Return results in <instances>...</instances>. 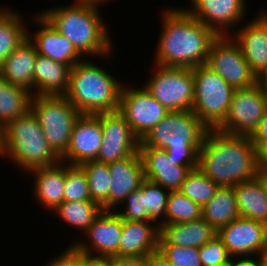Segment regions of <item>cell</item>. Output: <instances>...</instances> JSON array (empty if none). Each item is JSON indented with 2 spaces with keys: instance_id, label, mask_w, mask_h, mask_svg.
<instances>
[{
  "instance_id": "10",
  "label": "cell",
  "mask_w": 267,
  "mask_h": 266,
  "mask_svg": "<svg viewBox=\"0 0 267 266\" xmlns=\"http://www.w3.org/2000/svg\"><path fill=\"white\" fill-rule=\"evenodd\" d=\"M267 113V93L255 84L235 89L224 120L215 128L233 135L250 136Z\"/></svg>"
},
{
  "instance_id": "43",
  "label": "cell",
  "mask_w": 267,
  "mask_h": 266,
  "mask_svg": "<svg viewBox=\"0 0 267 266\" xmlns=\"http://www.w3.org/2000/svg\"><path fill=\"white\" fill-rule=\"evenodd\" d=\"M114 266H147L146 256L114 257Z\"/></svg>"
},
{
  "instance_id": "47",
  "label": "cell",
  "mask_w": 267,
  "mask_h": 266,
  "mask_svg": "<svg viewBox=\"0 0 267 266\" xmlns=\"http://www.w3.org/2000/svg\"><path fill=\"white\" fill-rule=\"evenodd\" d=\"M5 133V125L0 122V160L4 158L5 153Z\"/></svg>"
},
{
  "instance_id": "37",
  "label": "cell",
  "mask_w": 267,
  "mask_h": 266,
  "mask_svg": "<svg viewBox=\"0 0 267 266\" xmlns=\"http://www.w3.org/2000/svg\"><path fill=\"white\" fill-rule=\"evenodd\" d=\"M115 212L125 221L154 222L149 216V210L146 208L144 181L138 189L132 191L125 198Z\"/></svg>"
},
{
  "instance_id": "44",
  "label": "cell",
  "mask_w": 267,
  "mask_h": 266,
  "mask_svg": "<svg viewBox=\"0 0 267 266\" xmlns=\"http://www.w3.org/2000/svg\"><path fill=\"white\" fill-rule=\"evenodd\" d=\"M147 266H169L168 260L159 250L149 253L146 256Z\"/></svg>"
},
{
  "instance_id": "51",
  "label": "cell",
  "mask_w": 267,
  "mask_h": 266,
  "mask_svg": "<svg viewBox=\"0 0 267 266\" xmlns=\"http://www.w3.org/2000/svg\"><path fill=\"white\" fill-rule=\"evenodd\" d=\"M218 266H234V258H232L231 260H229L226 263L220 264Z\"/></svg>"
},
{
  "instance_id": "8",
  "label": "cell",
  "mask_w": 267,
  "mask_h": 266,
  "mask_svg": "<svg viewBox=\"0 0 267 266\" xmlns=\"http://www.w3.org/2000/svg\"><path fill=\"white\" fill-rule=\"evenodd\" d=\"M31 110L50 147L61 158L68 149L74 123L81 113L64 95L32 96Z\"/></svg>"
},
{
  "instance_id": "3",
  "label": "cell",
  "mask_w": 267,
  "mask_h": 266,
  "mask_svg": "<svg viewBox=\"0 0 267 266\" xmlns=\"http://www.w3.org/2000/svg\"><path fill=\"white\" fill-rule=\"evenodd\" d=\"M100 8L71 1V4H57L37 11L65 36L84 58H98L104 62L103 60L109 61L113 58L116 46Z\"/></svg>"
},
{
  "instance_id": "35",
  "label": "cell",
  "mask_w": 267,
  "mask_h": 266,
  "mask_svg": "<svg viewBox=\"0 0 267 266\" xmlns=\"http://www.w3.org/2000/svg\"><path fill=\"white\" fill-rule=\"evenodd\" d=\"M91 200L88 179L80 165L65 163L63 202Z\"/></svg>"
},
{
  "instance_id": "38",
  "label": "cell",
  "mask_w": 267,
  "mask_h": 266,
  "mask_svg": "<svg viewBox=\"0 0 267 266\" xmlns=\"http://www.w3.org/2000/svg\"><path fill=\"white\" fill-rule=\"evenodd\" d=\"M169 266H202L199 250L195 247L158 245Z\"/></svg>"
},
{
  "instance_id": "19",
  "label": "cell",
  "mask_w": 267,
  "mask_h": 266,
  "mask_svg": "<svg viewBox=\"0 0 267 266\" xmlns=\"http://www.w3.org/2000/svg\"><path fill=\"white\" fill-rule=\"evenodd\" d=\"M101 143V113L81 114L74 123L68 149L61 161L71 165L94 161Z\"/></svg>"
},
{
  "instance_id": "31",
  "label": "cell",
  "mask_w": 267,
  "mask_h": 266,
  "mask_svg": "<svg viewBox=\"0 0 267 266\" xmlns=\"http://www.w3.org/2000/svg\"><path fill=\"white\" fill-rule=\"evenodd\" d=\"M32 92L0 76V122L5 126L31 109Z\"/></svg>"
},
{
  "instance_id": "27",
  "label": "cell",
  "mask_w": 267,
  "mask_h": 266,
  "mask_svg": "<svg viewBox=\"0 0 267 266\" xmlns=\"http://www.w3.org/2000/svg\"><path fill=\"white\" fill-rule=\"evenodd\" d=\"M217 235L204 219L184 223L160 225L158 245H177L199 248Z\"/></svg>"
},
{
  "instance_id": "25",
  "label": "cell",
  "mask_w": 267,
  "mask_h": 266,
  "mask_svg": "<svg viewBox=\"0 0 267 266\" xmlns=\"http://www.w3.org/2000/svg\"><path fill=\"white\" fill-rule=\"evenodd\" d=\"M233 188L239 217L267 225V176L258 174L255 178L238 183Z\"/></svg>"
},
{
  "instance_id": "20",
  "label": "cell",
  "mask_w": 267,
  "mask_h": 266,
  "mask_svg": "<svg viewBox=\"0 0 267 266\" xmlns=\"http://www.w3.org/2000/svg\"><path fill=\"white\" fill-rule=\"evenodd\" d=\"M145 179L161 185L169 191L180 190L193 166H179L168 157L165 149L139 147Z\"/></svg>"
},
{
  "instance_id": "48",
  "label": "cell",
  "mask_w": 267,
  "mask_h": 266,
  "mask_svg": "<svg viewBox=\"0 0 267 266\" xmlns=\"http://www.w3.org/2000/svg\"><path fill=\"white\" fill-rule=\"evenodd\" d=\"M257 84L267 93V67L257 76Z\"/></svg>"
},
{
  "instance_id": "12",
  "label": "cell",
  "mask_w": 267,
  "mask_h": 266,
  "mask_svg": "<svg viewBox=\"0 0 267 266\" xmlns=\"http://www.w3.org/2000/svg\"><path fill=\"white\" fill-rule=\"evenodd\" d=\"M206 65L235 89L257 84L241 48L231 35L217 36L211 43Z\"/></svg>"
},
{
  "instance_id": "29",
  "label": "cell",
  "mask_w": 267,
  "mask_h": 266,
  "mask_svg": "<svg viewBox=\"0 0 267 266\" xmlns=\"http://www.w3.org/2000/svg\"><path fill=\"white\" fill-rule=\"evenodd\" d=\"M238 217L233 187H219L214 197L202 206V219L206 220L216 231Z\"/></svg>"
},
{
  "instance_id": "46",
  "label": "cell",
  "mask_w": 267,
  "mask_h": 266,
  "mask_svg": "<svg viewBox=\"0 0 267 266\" xmlns=\"http://www.w3.org/2000/svg\"><path fill=\"white\" fill-rule=\"evenodd\" d=\"M234 266H260L259 257L234 258Z\"/></svg>"
},
{
  "instance_id": "28",
  "label": "cell",
  "mask_w": 267,
  "mask_h": 266,
  "mask_svg": "<svg viewBox=\"0 0 267 266\" xmlns=\"http://www.w3.org/2000/svg\"><path fill=\"white\" fill-rule=\"evenodd\" d=\"M20 12L0 6V65L27 38L28 24Z\"/></svg>"
},
{
  "instance_id": "2",
  "label": "cell",
  "mask_w": 267,
  "mask_h": 266,
  "mask_svg": "<svg viewBox=\"0 0 267 266\" xmlns=\"http://www.w3.org/2000/svg\"><path fill=\"white\" fill-rule=\"evenodd\" d=\"M198 169L219 187H234L259 174L256 147L249 136L208 129L199 151Z\"/></svg>"
},
{
  "instance_id": "5",
  "label": "cell",
  "mask_w": 267,
  "mask_h": 266,
  "mask_svg": "<svg viewBox=\"0 0 267 266\" xmlns=\"http://www.w3.org/2000/svg\"><path fill=\"white\" fill-rule=\"evenodd\" d=\"M208 129L192 110L172 111L141 140L139 147L165 149L176 165L196 169Z\"/></svg>"
},
{
  "instance_id": "42",
  "label": "cell",
  "mask_w": 267,
  "mask_h": 266,
  "mask_svg": "<svg viewBox=\"0 0 267 266\" xmlns=\"http://www.w3.org/2000/svg\"><path fill=\"white\" fill-rule=\"evenodd\" d=\"M256 155L259 174L267 176V143H263L256 148Z\"/></svg>"
},
{
  "instance_id": "22",
  "label": "cell",
  "mask_w": 267,
  "mask_h": 266,
  "mask_svg": "<svg viewBox=\"0 0 267 266\" xmlns=\"http://www.w3.org/2000/svg\"><path fill=\"white\" fill-rule=\"evenodd\" d=\"M33 176L32 196L44 211L51 213L63 202L65 188V162L33 169L27 174ZM50 211V212H49Z\"/></svg>"
},
{
  "instance_id": "14",
  "label": "cell",
  "mask_w": 267,
  "mask_h": 266,
  "mask_svg": "<svg viewBox=\"0 0 267 266\" xmlns=\"http://www.w3.org/2000/svg\"><path fill=\"white\" fill-rule=\"evenodd\" d=\"M122 227L123 219L115 211H102L82 234L83 237L73 239L70 245H74L87 257L108 259L119 257Z\"/></svg>"
},
{
  "instance_id": "11",
  "label": "cell",
  "mask_w": 267,
  "mask_h": 266,
  "mask_svg": "<svg viewBox=\"0 0 267 266\" xmlns=\"http://www.w3.org/2000/svg\"><path fill=\"white\" fill-rule=\"evenodd\" d=\"M128 81L121 89L118 112L141 141L169 111L142 84L130 86Z\"/></svg>"
},
{
  "instance_id": "49",
  "label": "cell",
  "mask_w": 267,
  "mask_h": 266,
  "mask_svg": "<svg viewBox=\"0 0 267 266\" xmlns=\"http://www.w3.org/2000/svg\"><path fill=\"white\" fill-rule=\"evenodd\" d=\"M75 2H79V3H84V4H91V5H95V6H101V5H105L107 4V2L109 3L110 1H114V0H72Z\"/></svg>"
},
{
  "instance_id": "16",
  "label": "cell",
  "mask_w": 267,
  "mask_h": 266,
  "mask_svg": "<svg viewBox=\"0 0 267 266\" xmlns=\"http://www.w3.org/2000/svg\"><path fill=\"white\" fill-rule=\"evenodd\" d=\"M222 239L232 258L259 257L267 252V225L252 219L238 217L220 228Z\"/></svg>"
},
{
  "instance_id": "45",
  "label": "cell",
  "mask_w": 267,
  "mask_h": 266,
  "mask_svg": "<svg viewBox=\"0 0 267 266\" xmlns=\"http://www.w3.org/2000/svg\"><path fill=\"white\" fill-rule=\"evenodd\" d=\"M85 266H114V258H94L88 257Z\"/></svg>"
},
{
  "instance_id": "26",
  "label": "cell",
  "mask_w": 267,
  "mask_h": 266,
  "mask_svg": "<svg viewBox=\"0 0 267 266\" xmlns=\"http://www.w3.org/2000/svg\"><path fill=\"white\" fill-rule=\"evenodd\" d=\"M37 52L27 37L0 65V76L13 85L26 88L33 95V75Z\"/></svg>"
},
{
  "instance_id": "15",
  "label": "cell",
  "mask_w": 267,
  "mask_h": 266,
  "mask_svg": "<svg viewBox=\"0 0 267 266\" xmlns=\"http://www.w3.org/2000/svg\"><path fill=\"white\" fill-rule=\"evenodd\" d=\"M102 143L95 161L109 164L139 151L140 139L118 112L101 113Z\"/></svg>"
},
{
  "instance_id": "24",
  "label": "cell",
  "mask_w": 267,
  "mask_h": 266,
  "mask_svg": "<svg viewBox=\"0 0 267 266\" xmlns=\"http://www.w3.org/2000/svg\"><path fill=\"white\" fill-rule=\"evenodd\" d=\"M71 66L37 54L33 75V96L65 95Z\"/></svg>"
},
{
  "instance_id": "50",
  "label": "cell",
  "mask_w": 267,
  "mask_h": 266,
  "mask_svg": "<svg viewBox=\"0 0 267 266\" xmlns=\"http://www.w3.org/2000/svg\"><path fill=\"white\" fill-rule=\"evenodd\" d=\"M259 264L260 266H267V252L259 256Z\"/></svg>"
},
{
  "instance_id": "13",
  "label": "cell",
  "mask_w": 267,
  "mask_h": 266,
  "mask_svg": "<svg viewBox=\"0 0 267 266\" xmlns=\"http://www.w3.org/2000/svg\"><path fill=\"white\" fill-rule=\"evenodd\" d=\"M183 7L191 16L210 28L217 36L231 35L250 11L248 0H189Z\"/></svg>"
},
{
  "instance_id": "39",
  "label": "cell",
  "mask_w": 267,
  "mask_h": 266,
  "mask_svg": "<svg viewBox=\"0 0 267 266\" xmlns=\"http://www.w3.org/2000/svg\"><path fill=\"white\" fill-rule=\"evenodd\" d=\"M202 266H218L232 259L222 239L215 235L198 248Z\"/></svg>"
},
{
  "instance_id": "18",
  "label": "cell",
  "mask_w": 267,
  "mask_h": 266,
  "mask_svg": "<svg viewBox=\"0 0 267 266\" xmlns=\"http://www.w3.org/2000/svg\"><path fill=\"white\" fill-rule=\"evenodd\" d=\"M267 8V7H266ZM241 48L251 71L259 76L267 67V10L262 8L249 22L240 24L231 34Z\"/></svg>"
},
{
  "instance_id": "1",
  "label": "cell",
  "mask_w": 267,
  "mask_h": 266,
  "mask_svg": "<svg viewBox=\"0 0 267 266\" xmlns=\"http://www.w3.org/2000/svg\"><path fill=\"white\" fill-rule=\"evenodd\" d=\"M166 7L159 14L161 29L152 52L155 55L152 64L190 69L206 64L210 45L217 35L183 7Z\"/></svg>"
},
{
  "instance_id": "36",
  "label": "cell",
  "mask_w": 267,
  "mask_h": 266,
  "mask_svg": "<svg viewBox=\"0 0 267 266\" xmlns=\"http://www.w3.org/2000/svg\"><path fill=\"white\" fill-rule=\"evenodd\" d=\"M170 191L159 184L144 180V196L150 218L159 226L165 224V213Z\"/></svg>"
},
{
  "instance_id": "34",
  "label": "cell",
  "mask_w": 267,
  "mask_h": 266,
  "mask_svg": "<svg viewBox=\"0 0 267 266\" xmlns=\"http://www.w3.org/2000/svg\"><path fill=\"white\" fill-rule=\"evenodd\" d=\"M218 188L219 186L215 182L196 168L187 174L179 191L195 203L203 206L214 197Z\"/></svg>"
},
{
  "instance_id": "40",
  "label": "cell",
  "mask_w": 267,
  "mask_h": 266,
  "mask_svg": "<svg viewBox=\"0 0 267 266\" xmlns=\"http://www.w3.org/2000/svg\"><path fill=\"white\" fill-rule=\"evenodd\" d=\"M45 266H85L88 257L74 245L66 246L61 254L53 255Z\"/></svg>"
},
{
  "instance_id": "4",
  "label": "cell",
  "mask_w": 267,
  "mask_h": 266,
  "mask_svg": "<svg viewBox=\"0 0 267 266\" xmlns=\"http://www.w3.org/2000/svg\"><path fill=\"white\" fill-rule=\"evenodd\" d=\"M96 61L97 58H84L70 71L64 96L81 114L118 111L124 81Z\"/></svg>"
},
{
  "instance_id": "41",
  "label": "cell",
  "mask_w": 267,
  "mask_h": 266,
  "mask_svg": "<svg viewBox=\"0 0 267 266\" xmlns=\"http://www.w3.org/2000/svg\"><path fill=\"white\" fill-rule=\"evenodd\" d=\"M249 137L256 148L263 143H267V113Z\"/></svg>"
},
{
  "instance_id": "32",
  "label": "cell",
  "mask_w": 267,
  "mask_h": 266,
  "mask_svg": "<svg viewBox=\"0 0 267 266\" xmlns=\"http://www.w3.org/2000/svg\"><path fill=\"white\" fill-rule=\"evenodd\" d=\"M87 176L91 200L98 203L103 211H109L111 176L108 164L86 161L80 165Z\"/></svg>"
},
{
  "instance_id": "7",
  "label": "cell",
  "mask_w": 267,
  "mask_h": 266,
  "mask_svg": "<svg viewBox=\"0 0 267 266\" xmlns=\"http://www.w3.org/2000/svg\"><path fill=\"white\" fill-rule=\"evenodd\" d=\"M192 71L195 90L192 112L209 129H215L227 114L235 88L206 64Z\"/></svg>"
},
{
  "instance_id": "6",
  "label": "cell",
  "mask_w": 267,
  "mask_h": 266,
  "mask_svg": "<svg viewBox=\"0 0 267 266\" xmlns=\"http://www.w3.org/2000/svg\"><path fill=\"white\" fill-rule=\"evenodd\" d=\"M4 159L25 174L29 171L52 166L61 158L50 147L37 116L30 109L27 113L5 126Z\"/></svg>"
},
{
  "instance_id": "17",
  "label": "cell",
  "mask_w": 267,
  "mask_h": 266,
  "mask_svg": "<svg viewBox=\"0 0 267 266\" xmlns=\"http://www.w3.org/2000/svg\"><path fill=\"white\" fill-rule=\"evenodd\" d=\"M29 16L31 18L27 19L31 20L32 27L36 25L38 29L35 31L27 29V37L35 46L38 54L71 67L84 59L74 45L65 36L61 35L39 12L34 13V15L30 13Z\"/></svg>"
},
{
  "instance_id": "33",
  "label": "cell",
  "mask_w": 267,
  "mask_h": 266,
  "mask_svg": "<svg viewBox=\"0 0 267 266\" xmlns=\"http://www.w3.org/2000/svg\"><path fill=\"white\" fill-rule=\"evenodd\" d=\"M202 219V206L179 190L170 191L165 213V224L184 223Z\"/></svg>"
},
{
  "instance_id": "21",
  "label": "cell",
  "mask_w": 267,
  "mask_h": 266,
  "mask_svg": "<svg viewBox=\"0 0 267 266\" xmlns=\"http://www.w3.org/2000/svg\"><path fill=\"white\" fill-rule=\"evenodd\" d=\"M111 176L109 211H115L125 198L145 180L139 151L122 160L108 164Z\"/></svg>"
},
{
  "instance_id": "30",
  "label": "cell",
  "mask_w": 267,
  "mask_h": 266,
  "mask_svg": "<svg viewBox=\"0 0 267 266\" xmlns=\"http://www.w3.org/2000/svg\"><path fill=\"white\" fill-rule=\"evenodd\" d=\"M102 207L92 200L62 202L52 213L51 216H57L59 220L71 227L77 229L79 236L85 233L88 227L102 213Z\"/></svg>"
},
{
  "instance_id": "23",
  "label": "cell",
  "mask_w": 267,
  "mask_h": 266,
  "mask_svg": "<svg viewBox=\"0 0 267 266\" xmlns=\"http://www.w3.org/2000/svg\"><path fill=\"white\" fill-rule=\"evenodd\" d=\"M160 226L149 221L123 220L119 257H142L158 250Z\"/></svg>"
},
{
  "instance_id": "9",
  "label": "cell",
  "mask_w": 267,
  "mask_h": 266,
  "mask_svg": "<svg viewBox=\"0 0 267 266\" xmlns=\"http://www.w3.org/2000/svg\"><path fill=\"white\" fill-rule=\"evenodd\" d=\"M151 66L148 79L140 84L169 112L192 110L195 91L192 69Z\"/></svg>"
}]
</instances>
